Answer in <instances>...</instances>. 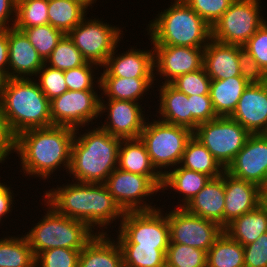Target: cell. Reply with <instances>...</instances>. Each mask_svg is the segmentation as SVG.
<instances>
[{
    "instance_id": "cell-29",
    "label": "cell",
    "mask_w": 267,
    "mask_h": 267,
    "mask_svg": "<svg viewBox=\"0 0 267 267\" xmlns=\"http://www.w3.org/2000/svg\"><path fill=\"white\" fill-rule=\"evenodd\" d=\"M223 231L243 246L248 245L267 232V209L260 203L251 212L231 221Z\"/></svg>"
},
{
    "instance_id": "cell-18",
    "label": "cell",
    "mask_w": 267,
    "mask_h": 267,
    "mask_svg": "<svg viewBox=\"0 0 267 267\" xmlns=\"http://www.w3.org/2000/svg\"><path fill=\"white\" fill-rule=\"evenodd\" d=\"M250 134L267 133V78L255 77L230 116Z\"/></svg>"
},
{
    "instance_id": "cell-47",
    "label": "cell",
    "mask_w": 267,
    "mask_h": 267,
    "mask_svg": "<svg viewBox=\"0 0 267 267\" xmlns=\"http://www.w3.org/2000/svg\"><path fill=\"white\" fill-rule=\"evenodd\" d=\"M245 267H267V232L244 246Z\"/></svg>"
},
{
    "instance_id": "cell-52",
    "label": "cell",
    "mask_w": 267,
    "mask_h": 267,
    "mask_svg": "<svg viewBox=\"0 0 267 267\" xmlns=\"http://www.w3.org/2000/svg\"><path fill=\"white\" fill-rule=\"evenodd\" d=\"M8 79L9 77L6 72H0V100L2 98Z\"/></svg>"
},
{
    "instance_id": "cell-21",
    "label": "cell",
    "mask_w": 267,
    "mask_h": 267,
    "mask_svg": "<svg viewBox=\"0 0 267 267\" xmlns=\"http://www.w3.org/2000/svg\"><path fill=\"white\" fill-rule=\"evenodd\" d=\"M224 227L235 218L251 212L261 203V188L224 171Z\"/></svg>"
},
{
    "instance_id": "cell-48",
    "label": "cell",
    "mask_w": 267,
    "mask_h": 267,
    "mask_svg": "<svg viewBox=\"0 0 267 267\" xmlns=\"http://www.w3.org/2000/svg\"><path fill=\"white\" fill-rule=\"evenodd\" d=\"M16 149V136L11 131L0 101V163H3ZM8 156V157H7Z\"/></svg>"
},
{
    "instance_id": "cell-35",
    "label": "cell",
    "mask_w": 267,
    "mask_h": 267,
    "mask_svg": "<svg viewBox=\"0 0 267 267\" xmlns=\"http://www.w3.org/2000/svg\"><path fill=\"white\" fill-rule=\"evenodd\" d=\"M247 69L259 78H267V21L243 45Z\"/></svg>"
},
{
    "instance_id": "cell-3",
    "label": "cell",
    "mask_w": 267,
    "mask_h": 267,
    "mask_svg": "<svg viewBox=\"0 0 267 267\" xmlns=\"http://www.w3.org/2000/svg\"><path fill=\"white\" fill-rule=\"evenodd\" d=\"M78 135V136H77ZM121 138L112 136L100 126L75 135L71 146L68 172L72 181L80 183H104L117 168Z\"/></svg>"
},
{
    "instance_id": "cell-13",
    "label": "cell",
    "mask_w": 267,
    "mask_h": 267,
    "mask_svg": "<svg viewBox=\"0 0 267 267\" xmlns=\"http://www.w3.org/2000/svg\"><path fill=\"white\" fill-rule=\"evenodd\" d=\"M97 91H65L50 100V114L53 126H67L74 129L89 126L100 115V97Z\"/></svg>"
},
{
    "instance_id": "cell-42",
    "label": "cell",
    "mask_w": 267,
    "mask_h": 267,
    "mask_svg": "<svg viewBox=\"0 0 267 267\" xmlns=\"http://www.w3.org/2000/svg\"><path fill=\"white\" fill-rule=\"evenodd\" d=\"M81 249L54 248L41 252L35 258L36 267H78Z\"/></svg>"
},
{
    "instance_id": "cell-19",
    "label": "cell",
    "mask_w": 267,
    "mask_h": 267,
    "mask_svg": "<svg viewBox=\"0 0 267 267\" xmlns=\"http://www.w3.org/2000/svg\"><path fill=\"white\" fill-rule=\"evenodd\" d=\"M154 74L170 84L178 76L203 67L204 48L183 46H154ZM157 68V69H156Z\"/></svg>"
},
{
    "instance_id": "cell-25",
    "label": "cell",
    "mask_w": 267,
    "mask_h": 267,
    "mask_svg": "<svg viewBox=\"0 0 267 267\" xmlns=\"http://www.w3.org/2000/svg\"><path fill=\"white\" fill-rule=\"evenodd\" d=\"M78 267H124L123 254L116 239L109 234H96L81 249Z\"/></svg>"
},
{
    "instance_id": "cell-43",
    "label": "cell",
    "mask_w": 267,
    "mask_h": 267,
    "mask_svg": "<svg viewBox=\"0 0 267 267\" xmlns=\"http://www.w3.org/2000/svg\"><path fill=\"white\" fill-rule=\"evenodd\" d=\"M36 77L38 78L37 83L41 91L49 100H52L53 98L63 94L65 91H68L64 78V71L54 69L44 64L38 71Z\"/></svg>"
},
{
    "instance_id": "cell-8",
    "label": "cell",
    "mask_w": 267,
    "mask_h": 267,
    "mask_svg": "<svg viewBox=\"0 0 267 267\" xmlns=\"http://www.w3.org/2000/svg\"><path fill=\"white\" fill-rule=\"evenodd\" d=\"M251 134L231 117L218 116L201 123L193 131L196 137L226 169Z\"/></svg>"
},
{
    "instance_id": "cell-20",
    "label": "cell",
    "mask_w": 267,
    "mask_h": 267,
    "mask_svg": "<svg viewBox=\"0 0 267 267\" xmlns=\"http://www.w3.org/2000/svg\"><path fill=\"white\" fill-rule=\"evenodd\" d=\"M116 45L112 54L103 66L100 77L122 78H156L154 74V49L141 50L134 46L126 52L115 55ZM118 55V56H117ZM105 67V69H104Z\"/></svg>"
},
{
    "instance_id": "cell-49",
    "label": "cell",
    "mask_w": 267,
    "mask_h": 267,
    "mask_svg": "<svg viewBox=\"0 0 267 267\" xmlns=\"http://www.w3.org/2000/svg\"><path fill=\"white\" fill-rule=\"evenodd\" d=\"M14 17H16V0H0V29L14 27L16 20ZM11 20L12 23H9Z\"/></svg>"
},
{
    "instance_id": "cell-7",
    "label": "cell",
    "mask_w": 267,
    "mask_h": 267,
    "mask_svg": "<svg viewBox=\"0 0 267 267\" xmlns=\"http://www.w3.org/2000/svg\"><path fill=\"white\" fill-rule=\"evenodd\" d=\"M155 119L153 122H145L139 138L145 144L153 166L163 176L168 172V167L170 170V167L180 165L193 131L184 126Z\"/></svg>"
},
{
    "instance_id": "cell-1",
    "label": "cell",
    "mask_w": 267,
    "mask_h": 267,
    "mask_svg": "<svg viewBox=\"0 0 267 267\" xmlns=\"http://www.w3.org/2000/svg\"><path fill=\"white\" fill-rule=\"evenodd\" d=\"M72 183L57 185L42 197L59 214L83 221L94 230L95 226L107 229L106 226L124 217L125 212L104 183Z\"/></svg>"
},
{
    "instance_id": "cell-30",
    "label": "cell",
    "mask_w": 267,
    "mask_h": 267,
    "mask_svg": "<svg viewBox=\"0 0 267 267\" xmlns=\"http://www.w3.org/2000/svg\"><path fill=\"white\" fill-rule=\"evenodd\" d=\"M211 178L206 174L192 171L190 169L177 167L169 170L163 175L161 190H167V187L173 189L179 196H183L182 204L176 207H185L186 204L207 184ZM182 194V195H181Z\"/></svg>"
},
{
    "instance_id": "cell-16",
    "label": "cell",
    "mask_w": 267,
    "mask_h": 267,
    "mask_svg": "<svg viewBox=\"0 0 267 267\" xmlns=\"http://www.w3.org/2000/svg\"><path fill=\"white\" fill-rule=\"evenodd\" d=\"M225 171L260 188L266 186L267 134H251Z\"/></svg>"
},
{
    "instance_id": "cell-40",
    "label": "cell",
    "mask_w": 267,
    "mask_h": 267,
    "mask_svg": "<svg viewBox=\"0 0 267 267\" xmlns=\"http://www.w3.org/2000/svg\"><path fill=\"white\" fill-rule=\"evenodd\" d=\"M165 258L166 267H207L206 251L179 243H169Z\"/></svg>"
},
{
    "instance_id": "cell-41",
    "label": "cell",
    "mask_w": 267,
    "mask_h": 267,
    "mask_svg": "<svg viewBox=\"0 0 267 267\" xmlns=\"http://www.w3.org/2000/svg\"><path fill=\"white\" fill-rule=\"evenodd\" d=\"M210 82L211 78L207 75L204 67H202L194 72L178 76L170 84L187 96H200L210 95Z\"/></svg>"
},
{
    "instance_id": "cell-5",
    "label": "cell",
    "mask_w": 267,
    "mask_h": 267,
    "mask_svg": "<svg viewBox=\"0 0 267 267\" xmlns=\"http://www.w3.org/2000/svg\"><path fill=\"white\" fill-rule=\"evenodd\" d=\"M33 79V80H32ZM33 78H9L1 98L7 122L15 136L51 127L50 100Z\"/></svg>"
},
{
    "instance_id": "cell-11",
    "label": "cell",
    "mask_w": 267,
    "mask_h": 267,
    "mask_svg": "<svg viewBox=\"0 0 267 267\" xmlns=\"http://www.w3.org/2000/svg\"><path fill=\"white\" fill-rule=\"evenodd\" d=\"M89 19L86 16L67 35L87 62L102 68L124 33L121 28L98 18Z\"/></svg>"
},
{
    "instance_id": "cell-22",
    "label": "cell",
    "mask_w": 267,
    "mask_h": 267,
    "mask_svg": "<svg viewBox=\"0 0 267 267\" xmlns=\"http://www.w3.org/2000/svg\"><path fill=\"white\" fill-rule=\"evenodd\" d=\"M9 78H33L45 61L32 46L23 31L8 29ZM30 76V77H29Z\"/></svg>"
},
{
    "instance_id": "cell-26",
    "label": "cell",
    "mask_w": 267,
    "mask_h": 267,
    "mask_svg": "<svg viewBox=\"0 0 267 267\" xmlns=\"http://www.w3.org/2000/svg\"><path fill=\"white\" fill-rule=\"evenodd\" d=\"M255 76H235L223 80H211L210 99L217 116L230 117L246 87Z\"/></svg>"
},
{
    "instance_id": "cell-23",
    "label": "cell",
    "mask_w": 267,
    "mask_h": 267,
    "mask_svg": "<svg viewBox=\"0 0 267 267\" xmlns=\"http://www.w3.org/2000/svg\"><path fill=\"white\" fill-rule=\"evenodd\" d=\"M224 172L207 184L184 207L189 213L212 220L224 228Z\"/></svg>"
},
{
    "instance_id": "cell-38",
    "label": "cell",
    "mask_w": 267,
    "mask_h": 267,
    "mask_svg": "<svg viewBox=\"0 0 267 267\" xmlns=\"http://www.w3.org/2000/svg\"><path fill=\"white\" fill-rule=\"evenodd\" d=\"M87 61L76 48L72 40L65 34L59 41L45 64L61 71L70 70L83 66Z\"/></svg>"
},
{
    "instance_id": "cell-50",
    "label": "cell",
    "mask_w": 267,
    "mask_h": 267,
    "mask_svg": "<svg viewBox=\"0 0 267 267\" xmlns=\"http://www.w3.org/2000/svg\"><path fill=\"white\" fill-rule=\"evenodd\" d=\"M12 191V192H11ZM13 190H11L10 186L8 187L4 183H1L0 181V219L2 220V217L6 218V214L12 212L13 210V202L14 195Z\"/></svg>"
},
{
    "instance_id": "cell-17",
    "label": "cell",
    "mask_w": 267,
    "mask_h": 267,
    "mask_svg": "<svg viewBox=\"0 0 267 267\" xmlns=\"http://www.w3.org/2000/svg\"><path fill=\"white\" fill-rule=\"evenodd\" d=\"M203 67L211 80L254 76L247 69L243 46L222 43L212 38L204 48Z\"/></svg>"
},
{
    "instance_id": "cell-4",
    "label": "cell",
    "mask_w": 267,
    "mask_h": 267,
    "mask_svg": "<svg viewBox=\"0 0 267 267\" xmlns=\"http://www.w3.org/2000/svg\"><path fill=\"white\" fill-rule=\"evenodd\" d=\"M147 27L153 46L205 48L211 40V26L184 0H174Z\"/></svg>"
},
{
    "instance_id": "cell-33",
    "label": "cell",
    "mask_w": 267,
    "mask_h": 267,
    "mask_svg": "<svg viewBox=\"0 0 267 267\" xmlns=\"http://www.w3.org/2000/svg\"><path fill=\"white\" fill-rule=\"evenodd\" d=\"M207 267H245L244 246L223 231L207 252Z\"/></svg>"
},
{
    "instance_id": "cell-53",
    "label": "cell",
    "mask_w": 267,
    "mask_h": 267,
    "mask_svg": "<svg viewBox=\"0 0 267 267\" xmlns=\"http://www.w3.org/2000/svg\"><path fill=\"white\" fill-rule=\"evenodd\" d=\"M261 204L267 209V187L261 188Z\"/></svg>"
},
{
    "instance_id": "cell-24",
    "label": "cell",
    "mask_w": 267,
    "mask_h": 267,
    "mask_svg": "<svg viewBox=\"0 0 267 267\" xmlns=\"http://www.w3.org/2000/svg\"><path fill=\"white\" fill-rule=\"evenodd\" d=\"M117 168L148 176L161 189L163 176L153 166L146 146L140 138L121 139Z\"/></svg>"
},
{
    "instance_id": "cell-27",
    "label": "cell",
    "mask_w": 267,
    "mask_h": 267,
    "mask_svg": "<svg viewBox=\"0 0 267 267\" xmlns=\"http://www.w3.org/2000/svg\"><path fill=\"white\" fill-rule=\"evenodd\" d=\"M159 91V119L174 125L184 126L192 130L190 100L185 93L178 91L171 84H162Z\"/></svg>"
},
{
    "instance_id": "cell-44",
    "label": "cell",
    "mask_w": 267,
    "mask_h": 267,
    "mask_svg": "<svg viewBox=\"0 0 267 267\" xmlns=\"http://www.w3.org/2000/svg\"><path fill=\"white\" fill-rule=\"evenodd\" d=\"M98 67L96 64L86 62L83 66L64 71L68 90L96 91L94 90L96 89L94 82L98 77H94L93 73Z\"/></svg>"
},
{
    "instance_id": "cell-36",
    "label": "cell",
    "mask_w": 267,
    "mask_h": 267,
    "mask_svg": "<svg viewBox=\"0 0 267 267\" xmlns=\"http://www.w3.org/2000/svg\"><path fill=\"white\" fill-rule=\"evenodd\" d=\"M124 267H166L167 249L139 246V244H119Z\"/></svg>"
},
{
    "instance_id": "cell-6",
    "label": "cell",
    "mask_w": 267,
    "mask_h": 267,
    "mask_svg": "<svg viewBox=\"0 0 267 267\" xmlns=\"http://www.w3.org/2000/svg\"><path fill=\"white\" fill-rule=\"evenodd\" d=\"M43 201L46 203L44 206H48L46 214L25 235L35 258L48 249H83L96 234H107L102 228L94 233L83 221L61 215Z\"/></svg>"
},
{
    "instance_id": "cell-12",
    "label": "cell",
    "mask_w": 267,
    "mask_h": 267,
    "mask_svg": "<svg viewBox=\"0 0 267 267\" xmlns=\"http://www.w3.org/2000/svg\"><path fill=\"white\" fill-rule=\"evenodd\" d=\"M104 184L124 212L151 211L160 208L151 205L152 202L146 203L147 197L161 191L148 176L116 168Z\"/></svg>"
},
{
    "instance_id": "cell-14",
    "label": "cell",
    "mask_w": 267,
    "mask_h": 267,
    "mask_svg": "<svg viewBox=\"0 0 267 267\" xmlns=\"http://www.w3.org/2000/svg\"><path fill=\"white\" fill-rule=\"evenodd\" d=\"M168 211L169 243L192 246L208 252L223 232L218 223L189 213L184 207Z\"/></svg>"
},
{
    "instance_id": "cell-10",
    "label": "cell",
    "mask_w": 267,
    "mask_h": 267,
    "mask_svg": "<svg viewBox=\"0 0 267 267\" xmlns=\"http://www.w3.org/2000/svg\"><path fill=\"white\" fill-rule=\"evenodd\" d=\"M261 0H234L211 27V38L243 46L266 21L260 16Z\"/></svg>"
},
{
    "instance_id": "cell-15",
    "label": "cell",
    "mask_w": 267,
    "mask_h": 267,
    "mask_svg": "<svg viewBox=\"0 0 267 267\" xmlns=\"http://www.w3.org/2000/svg\"><path fill=\"white\" fill-rule=\"evenodd\" d=\"M101 96L100 116L107 112V117L100 127L121 139L139 138L147 121L141 103L115 99H108L106 102L102 99V94Z\"/></svg>"
},
{
    "instance_id": "cell-37",
    "label": "cell",
    "mask_w": 267,
    "mask_h": 267,
    "mask_svg": "<svg viewBox=\"0 0 267 267\" xmlns=\"http://www.w3.org/2000/svg\"><path fill=\"white\" fill-rule=\"evenodd\" d=\"M48 0H16L15 28L49 24Z\"/></svg>"
},
{
    "instance_id": "cell-28",
    "label": "cell",
    "mask_w": 267,
    "mask_h": 267,
    "mask_svg": "<svg viewBox=\"0 0 267 267\" xmlns=\"http://www.w3.org/2000/svg\"><path fill=\"white\" fill-rule=\"evenodd\" d=\"M95 82L107 99L137 102L152 88L155 78L99 77ZM142 97V98H141Z\"/></svg>"
},
{
    "instance_id": "cell-32",
    "label": "cell",
    "mask_w": 267,
    "mask_h": 267,
    "mask_svg": "<svg viewBox=\"0 0 267 267\" xmlns=\"http://www.w3.org/2000/svg\"><path fill=\"white\" fill-rule=\"evenodd\" d=\"M87 9L77 0H48L49 24L68 34L85 18Z\"/></svg>"
},
{
    "instance_id": "cell-51",
    "label": "cell",
    "mask_w": 267,
    "mask_h": 267,
    "mask_svg": "<svg viewBox=\"0 0 267 267\" xmlns=\"http://www.w3.org/2000/svg\"><path fill=\"white\" fill-rule=\"evenodd\" d=\"M0 72H6L9 77L8 29H0Z\"/></svg>"
},
{
    "instance_id": "cell-46",
    "label": "cell",
    "mask_w": 267,
    "mask_h": 267,
    "mask_svg": "<svg viewBox=\"0 0 267 267\" xmlns=\"http://www.w3.org/2000/svg\"><path fill=\"white\" fill-rule=\"evenodd\" d=\"M190 113L192 115V131L201 123L214 120L218 117L214 111L210 95L188 96Z\"/></svg>"
},
{
    "instance_id": "cell-9",
    "label": "cell",
    "mask_w": 267,
    "mask_h": 267,
    "mask_svg": "<svg viewBox=\"0 0 267 267\" xmlns=\"http://www.w3.org/2000/svg\"><path fill=\"white\" fill-rule=\"evenodd\" d=\"M163 208L151 211L125 212L118 227V244L167 249L170 242L167 212ZM164 212V213H163ZM164 214V215H163Z\"/></svg>"
},
{
    "instance_id": "cell-45",
    "label": "cell",
    "mask_w": 267,
    "mask_h": 267,
    "mask_svg": "<svg viewBox=\"0 0 267 267\" xmlns=\"http://www.w3.org/2000/svg\"><path fill=\"white\" fill-rule=\"evenodd\" d=\"M211 27L234 0H184Z\"/></svg>"
},
{
    "instance_id": "cell-31",
    "label": "cell",
    "mask_w": 267,
    "mask_h": 267,
    "mask_svg": "<svg viewBox=\"0 0 267 267\" xmlns=\"http://www.w3.org/2000/svg\"><path fill=\"white\" fill-rule=\"evenodd\" d=\"M180 166L206 174L211 179L220 177L225 171L209 150L194 136L187 142Z\"/></svg>"
},
{
    "instance_id": "cell-2",
    "label": "cell",
    "mask_w": 267,
    "mask_h": 267,
    "mask_svg": "<svg viewBox=\"0 0 267 267\" xmlns=\"http://www.w3.org/2000/svg\"><path fill=\"white\" fill-rule=\"evenodd\" d=\"M74 135L75 129L67 126L29 129L17 135L15 153L25 176L46 180L62 166L68 171Z\"/></svg>"
},
{
    "instance_id": "cell-34",
    "label": "cell",
    "mask_w": 267,
    "mask_h": 267,
    "mask_svg": "<svg viewBox=\"0 0 267 267\" xmlns=\"http://www.w3.org/2000/svg\"><path fill=\"white\" fill-rule=\"evenodd\" d=\"M0 267H36L35 256L25 235L0 239Z\"/></svg>"
},
{
    "instance_id": "cell-54",
    "label": "cell",
    "mask_w": 267,
    "mask_h": 267,
    "mask_svg": "<svg viewBox=\"0 0 267 267\" xmlns=\"http://www.w3.org/2000/svg\"><path fill=\"white\" fill-rule=\"evenodd\" d=\"M84 4L87 8L92 6L94 3H96L97 0H77Z\"/></svg>"
},
{
    "instance_id": "cell-39",
    "label": "cell",
    "mask_w": 267,
    "mask_h": 267,
    "mask_svg": "<svg viewBox=\"0 0 267 267\" xmlns=\"http://www.w3.org/2000/svg\"><path fill=\"white\" fill-rule=\"evenodd\" d=\"M24 32L32 46L41 58L46 61L55 49L59 41L65 35L50 24L35 26L31 28H16Z\"/></svg>"
}]
</instances>
